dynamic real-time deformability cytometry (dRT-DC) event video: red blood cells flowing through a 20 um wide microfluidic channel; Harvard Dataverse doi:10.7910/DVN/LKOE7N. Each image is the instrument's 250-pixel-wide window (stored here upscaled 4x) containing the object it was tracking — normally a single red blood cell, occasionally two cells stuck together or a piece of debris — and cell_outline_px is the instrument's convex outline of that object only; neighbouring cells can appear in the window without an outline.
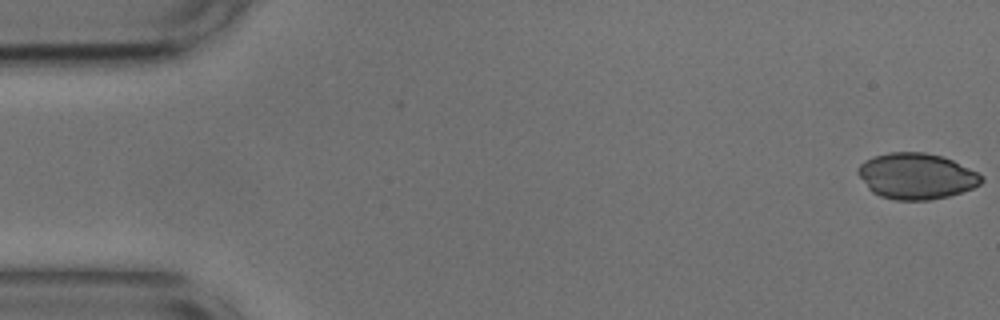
{"species": "common noctule bat (a hibernating species)", "species_latin": "Nyctalus noctula", "temperature_condition": "cold", "stored_images_in_passage": 53, "camera_frame_rate_fps": 3000, "um_per_image_px": 0.085, "animal": {"sex": "male", "body_mass_g": 17.9, "forearm_length_mm": 54.2}, "frame": {"image": 1, "passage_image": 1, "time_ms": 0.0, "image_size_px": [1000, 320], "cell_outline_px": [[984, 180], [980, 184], [972, 188], [948, 196], [928, 200], [896, 200], [880, 196], [872, 192], [868, 188], [856, 172], [856, 168], [864, 160], [872, 156], [888, 152], [924, 152], [944, 156], [984, 176]], "centroid_in_image_um": [77.86, 14.96], "position_along_channel_um": 7.1, "area_um2": 33.18}}
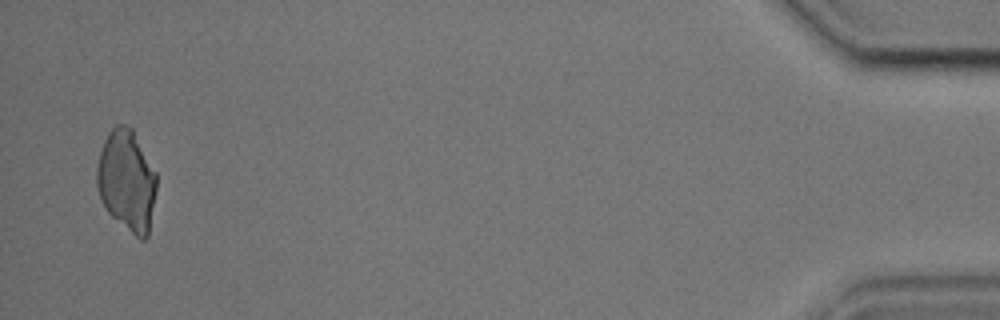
{"frame": {"image": 2, "passage_image": 52, "time_ms": 17.0, "image_size_px": [1000, 320], "cell_outline_px": [[156, 192], [148, 236], [144, 240], [140, 240], [112, 216], [108, 212], [100, 196], [96, 184], [96, 168], [100, 152], [104, 140], [108, 132], [116, 124], [124, 124], [132, 128], [156, 172]], "centroid_in_image_um": [10.77, 15.34], "position_along_channel_um": 424.4, "area_um2": 35.14}}